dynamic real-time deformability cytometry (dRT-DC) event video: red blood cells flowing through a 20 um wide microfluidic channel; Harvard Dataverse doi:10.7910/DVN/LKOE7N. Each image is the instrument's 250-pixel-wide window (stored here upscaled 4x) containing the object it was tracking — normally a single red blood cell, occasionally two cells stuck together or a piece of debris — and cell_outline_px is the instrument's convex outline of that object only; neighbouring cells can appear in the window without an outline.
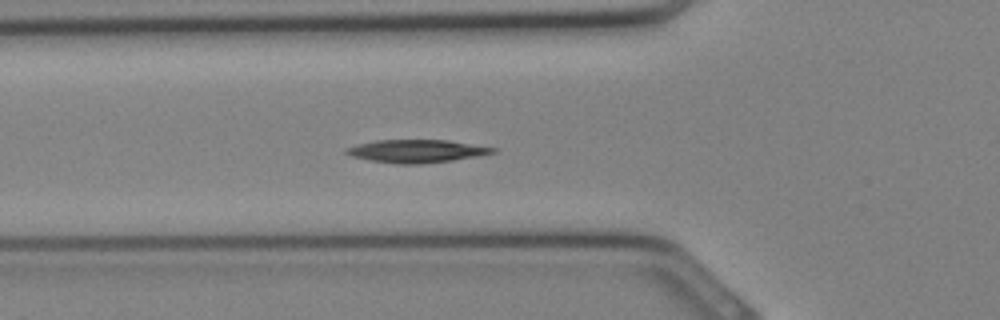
{"species": "Egyptian fruit bat (a non-hibernating species)", "species_latin": "Rousettus aegyptiacus", "temperature_condition": "cold", "stored_images_in_passage": 27, "camera_frame_rate_fps": 3000, "um_per_image_px": 0.085, "animal": {"sex": "female"}, "frame": {"image": 1, "passage_image": 6, "time_ms": 1.667, "image_size_px": [1000, 320], "cell_outline_px": [[496, 152], [480, 156], [452, 160], [420, 164], [396, 164], [368, 160], [352, 156], [344, 152], [344, 148], [356, 144], [376, 140], [448, 140], [496, 148]], "centroid_in_image_um": [35.37, 12.84], "position_along_channel_um": 90.4, "area_um2": 19.65}}
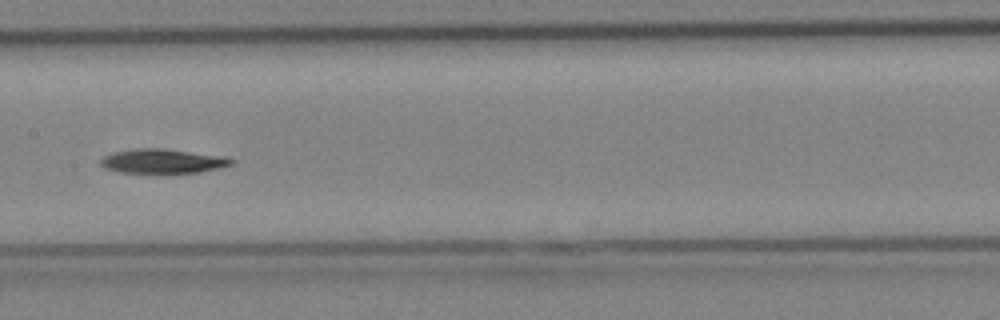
{"frame": {"image": 2, "passage_image": 11, "time_ms": 3.333, "image_size_px": [1000, 320], "cell_outline_px": [[236, 160], [232, 164], [200, 172], [164, 176], [120, 172], [104, 168], [100, 164], [100, 160], [104, 156], [112, 152], [136, 148], [164, 148], [224, 156]], "centroid_in_image_um": [13.8, 13.74], "position_along_channel_um": 193.6, "area_um2": 19.54}}
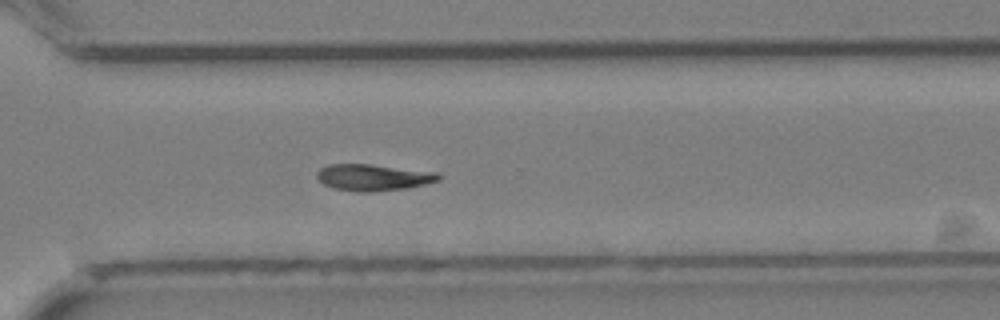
{"frame": {"image": 3, "passage_image": 18, "time_ms": 5.667, "image_size_px": [1000, 320], "cell_outline_px": [[444, 176], [440, 180], [408, 188], [372, 192], [360, 192], [332, 188], [324, 184], [316, 176], [316, 172], [320, 168], [328, 164], [368, 164], [440, 172]], "centroid_in_image_um": [31.77, 15.08], "position_along_channel_um": 338.8, "area_um2": 19.02}}